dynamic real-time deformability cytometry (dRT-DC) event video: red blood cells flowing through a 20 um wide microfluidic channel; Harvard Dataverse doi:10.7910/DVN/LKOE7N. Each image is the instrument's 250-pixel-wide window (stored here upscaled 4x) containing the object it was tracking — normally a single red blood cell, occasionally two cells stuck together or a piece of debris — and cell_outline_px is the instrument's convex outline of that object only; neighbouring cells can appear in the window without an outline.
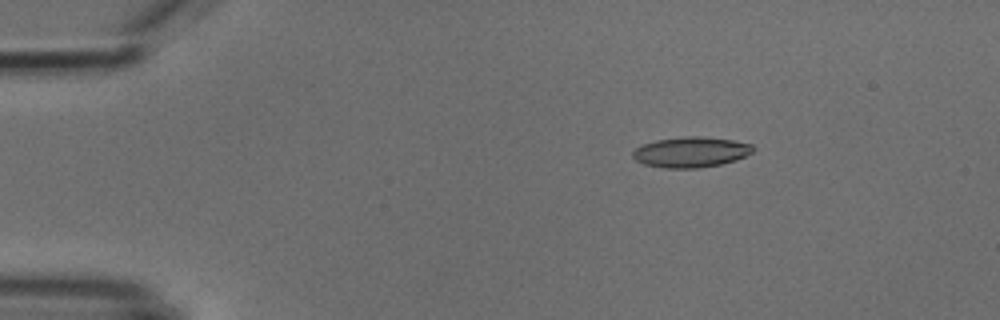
{"species": "common noctule bat (a hibernating species)", "species_latin": "Nyctalus noctula", "temperature_condition": "cold", "stored_images_in_passage": 5, "camera_frame_rate_fps": 3000, "um_per_image_px": 0.085, "animal": {"sex": "male", "body_mass_g": 18.8}, "frame": {"image": 1, "passage_image": 3, "time_ms": 2.333, "image_size_px": [1000, 320], "cell_outline_px": [[756, 148], [752, 152], [736, 160], [720, 164], [700, 168], [664, 168], [644, 164], [636, 160], [632, 156], [632, 152], [636, 148], [644, 144], [656, 140], [684, 136], [700, 136], [732, 140], [752, 144]], "centroid_in_image_um": [58.73, 12.93], "position_along_channel_um": 26.3, "area_um2": 21.33}}